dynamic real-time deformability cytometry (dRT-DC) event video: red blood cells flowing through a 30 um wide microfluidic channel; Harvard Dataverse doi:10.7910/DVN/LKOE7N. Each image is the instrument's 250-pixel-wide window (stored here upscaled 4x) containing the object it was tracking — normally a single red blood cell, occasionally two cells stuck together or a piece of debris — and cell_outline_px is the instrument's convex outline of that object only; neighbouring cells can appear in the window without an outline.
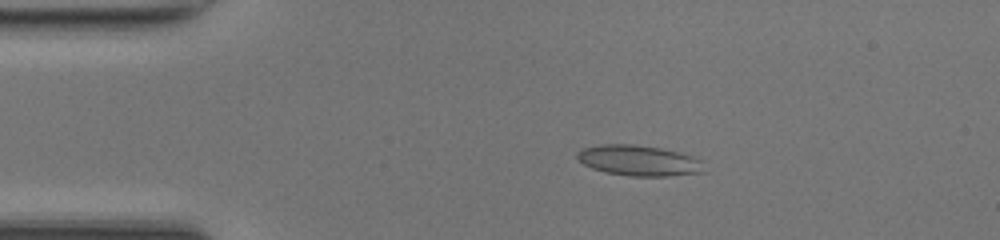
{"species": "common noctule bat (a hibernating species)", "species_latin": "Nyctalus noctula", "temperature_condition": "room temperature", "stored_images_in_passage": 40, "camera_frame_rate_fps": 3000, "um_per_image_px": 0.085, "animal": {"sex": "female", "body_mass_g": 17.0, "forearm_length_mm": 48.0}, "frame": {"image": 1, "passage_image": 1, "time_ms": 0.0, "image_size_px": [1000, 240], "cell_outline_px": [[704, 172], [668, 176], [628, 176], [604, 172], [592, 168], [584, 164], [576, 156], [576, 152], [584, 148], [600, 144], [632, 144], [660, 148], [692, 156], [704, 160]], "centroid_in_image_um": [54.31, 13.65], "position_along_channel_um": 30.7, "area_um2": 22.66}}
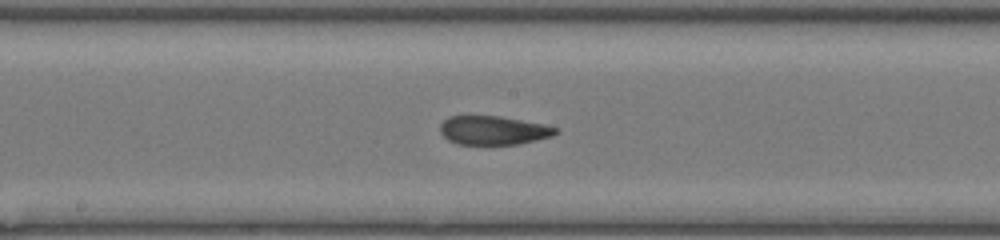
{"frame": {"image": 2, "passage_image": 17, "time_ms": 5.333, "image_size_px": [1000, 240], "cell_outline_px": [[560, 132], [552, 136], [520, 144], [456, 144], [448, 140], [440, 132], [440, 124], [448, 116], [500, 116], [544, 124], [560, 128]], "centroid_in_image_um": [41.96, 11.08], "position_along_channel_um": 206.2, "area_um2": 19.54}}
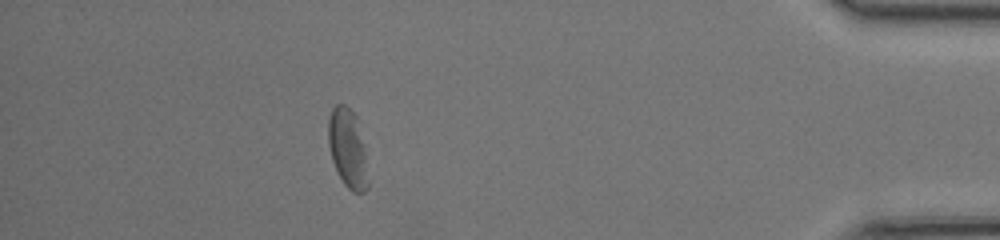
{"frame": {"image": 3, "passage_image": 35, "time_ms": 11.333, "image_size_px": [1000, 240], "cell_outline_px": [[368, 188], [364, 192], [352, 192], [344, 184], [332, 160], [328, 144], [328, 116], [332, 108], [336, 104], [344, 104], [356, 116], [364, 144], [368, 184]], "centroid_in_image_um": [29.54, 12.59], "position_along_channel_um": 405.7, "area_um2": 18.21}, "authors_computed_cell_mechanics": {"area_um2": 19.8254, "velocity_mm_per_s": 4.2122, "shape_relaxation_time_tau1_ms": null, "shape_relaxation_time_tau2_ms": 2.1952, "deformation_change_tau1": null, "deformation_change_tau2": 0.0926}}